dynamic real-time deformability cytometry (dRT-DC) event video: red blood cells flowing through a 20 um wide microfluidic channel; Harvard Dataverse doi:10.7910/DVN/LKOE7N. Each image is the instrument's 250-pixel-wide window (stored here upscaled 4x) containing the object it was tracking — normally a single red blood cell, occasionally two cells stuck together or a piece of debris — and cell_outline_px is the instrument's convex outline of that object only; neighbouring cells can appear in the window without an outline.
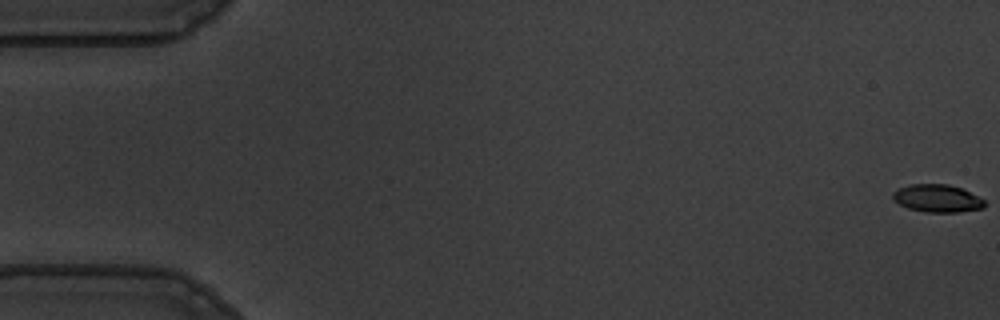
{"species": "common noctule bat (a hibernating species)", "species_latin": "Nyctalus noctula", "temperature_condition": "warm", "stored_images_in_passage": 57, "camera_frame_rate_fps": 3000, "um_per_image_px": 0.085, "animal": {"sex": "male", "body_mass_g": 19.5, "forearm_length_mm": 54.6}, "frame": {"image": 1, "passage_image": 1, "time_ms": 0.0, "image_size_px": [1000, 320], "cell_outline_px": [[984, 208], [960, 212], [924, 212], [908, 208], [892, 200], [892, 192], [908, 184], [948, 184], [960, 188], [984, 200]], "centroid_in_image_um": [79.62, 16.86], "position_along_channel_um": 5.4, "area_um2": 14.74}}
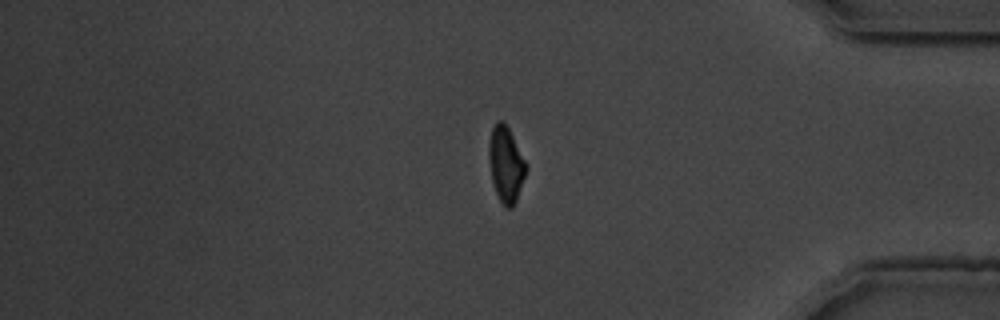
{"frame": {"image": 2, "passage_image": 48, "time_ms": 15.667, "image_size_px": [1000, 320], "cell_outline_px": [[528, 168], [516, 200], [512, 208], [504, 208], [496, 192], [492, 180], [488, 160], [488, 144], [492, 128], [496, 120], [504, 120], [528, 164]], "centroid_in_image_um": [43.0, 13.94], "position_along_channel_um": 392.2, "area_um2": 16.65}}
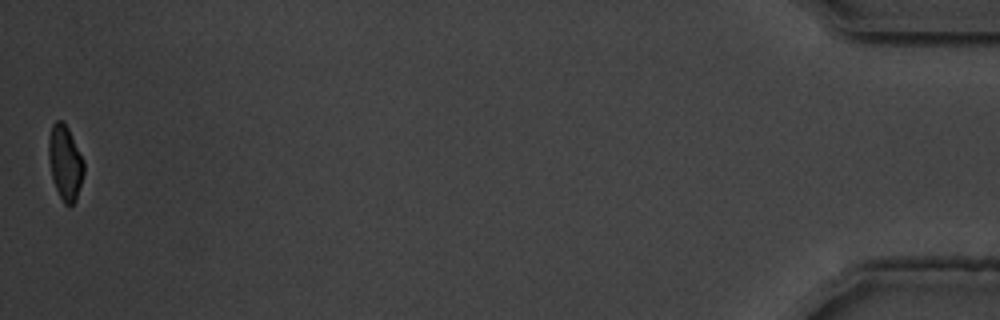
{"frame": {"image": 3, "passage_image": 57, "time_ms": 18.667, "image_size_px": [1000, 320], "cell_outline_px": [[84, 172], [76, 200], [72, 204], [64, 204], [52, 180], [48, 156], [48, 140], [52, 124], [56, 120], [64, 120], [84, 160]], "centroid_in_image_um": [5.53, 13.79], "position_along_channel_um": 429.7, "area_um2": 15.37}, "authors_computed_cell_mechanics": {"area_um2": 16.4152, "velocity_mm_per_s": 3.5973, "shape_relaxation_time_tau1_ms": 3.0871, "shape_relaxation_time_tau2_ms": 1.4573, "deformation_change_tau1": 0.1437, "deformation_change_tau2": 0.0472}}